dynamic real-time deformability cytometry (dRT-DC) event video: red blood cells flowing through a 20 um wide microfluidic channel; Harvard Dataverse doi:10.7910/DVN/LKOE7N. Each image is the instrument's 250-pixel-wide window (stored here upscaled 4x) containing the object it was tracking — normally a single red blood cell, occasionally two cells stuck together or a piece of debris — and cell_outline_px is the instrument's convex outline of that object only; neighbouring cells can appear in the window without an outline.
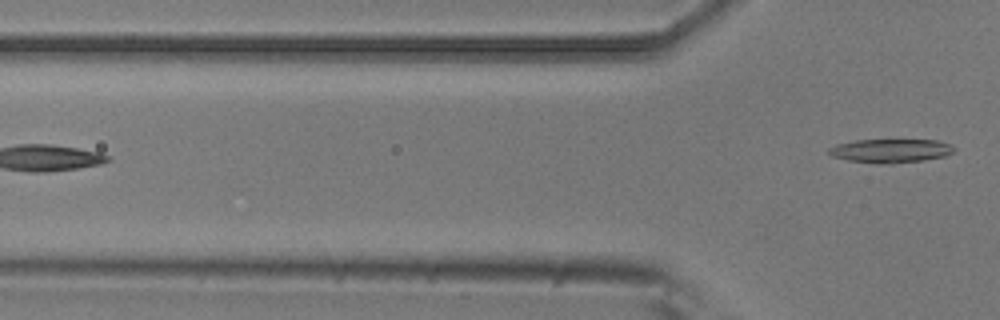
{"species": "common noctule bat (a hibernating species)", "species_latin": "Nyctalus noctula", "temperature_condition": "room temperature", "stored_images_in_passage": 2, "camera_frame_rate_fps": 3000, "um_per_image_px": 0.085, "animal": {"sex": "male", "body_mass_g": 20.5, "forearm_length_mm": 52.5}, "frame": {"image": 1, "passage_image": 2, "time_ms": 0.333, "image_size_px": [1000, 320], "cell_outline_px": [[956, 148], [952, 152], [944, 156], [924, 160], [892, 164], [880, 164], [848, 160], [832, 156], [828, 152], [828, 148], [836, 144], [856, 140], [936, 140], [952, 144]], "centroid_in_image_um": [75.71, 12.81], "position_along_channel_um": 50.1, "area_um2": 17.4}}